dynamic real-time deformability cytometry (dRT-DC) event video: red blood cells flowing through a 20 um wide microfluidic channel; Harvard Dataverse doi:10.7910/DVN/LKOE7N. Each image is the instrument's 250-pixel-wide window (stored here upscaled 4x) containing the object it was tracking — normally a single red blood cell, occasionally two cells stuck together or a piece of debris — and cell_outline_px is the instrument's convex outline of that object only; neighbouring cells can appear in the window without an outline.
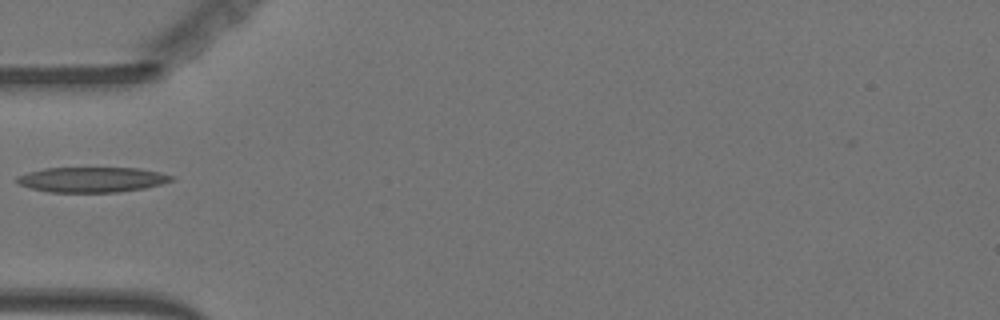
{"species": "Egyptian fruit bat (a non-hibernating species)", "species_latin": "Rousettus aegyptiacus", "temperature_condition": "warm", "stored_images_in_passage": 33, "camera_frame_rate_fps": 3000, "um_per_image_px": 0.085, "animal": {"sex": "female"}, "frame": {"image": 1, "passage_image": 1, "time_ms": 0.0, "image_size_px": [1000, 320], "cell_outline_px": [[176, 180], [144, 188], [120, 192], [48, 192], [28, 188], [20, 184], [16, 180], [16, 176], [28, 172], [44, 168], [140, 168], [160, 172], [176, 176]], "centroid_in_image_um": [7.84, 15.26], "position_along_channel_um": 77.2, "area_um2": 22.89}}
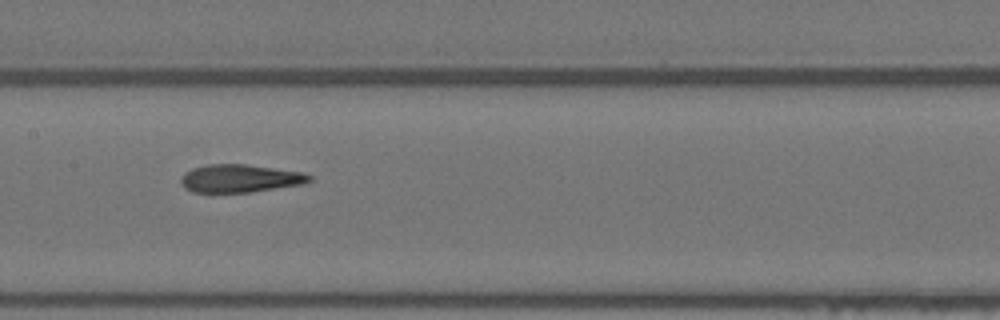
{"frame": {"image": 2, "passage_image": 10, "time_ms": 3.0, "image_size_px": [1000, 320], "cell_outline_px": [[312, 180], [304, 184], [248, 192], [192, 192], [184, 188], [180, 184], [180, 176], [184, 172], [192, 168], [208, 164], [244, 164], [304, 172], [312, 176]], "centroid_in_image_um": [20.37, 15.16], "position_along_channel_um": 187.0, "area_um2": 21.04}}
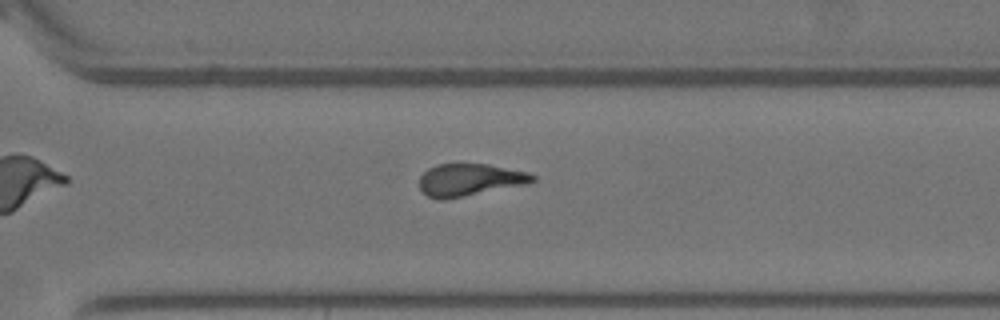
{"frame": {"image": 3, "passage_image": 22, "time_ms": 7.0, "image_size_px": [1000, 320], "cell_outline_px": [[536, 180], [528, 184], [444, 200], [440, 200], [428, 196], [420, 188], [420, 176], [428, 168], [436, 164], [488, 164], [528, 172], [536, 176]], "centroid_in_image_um": [39.94, 15.28], "position_along_channel_um": 330.7, "area_um2": 21.33}}